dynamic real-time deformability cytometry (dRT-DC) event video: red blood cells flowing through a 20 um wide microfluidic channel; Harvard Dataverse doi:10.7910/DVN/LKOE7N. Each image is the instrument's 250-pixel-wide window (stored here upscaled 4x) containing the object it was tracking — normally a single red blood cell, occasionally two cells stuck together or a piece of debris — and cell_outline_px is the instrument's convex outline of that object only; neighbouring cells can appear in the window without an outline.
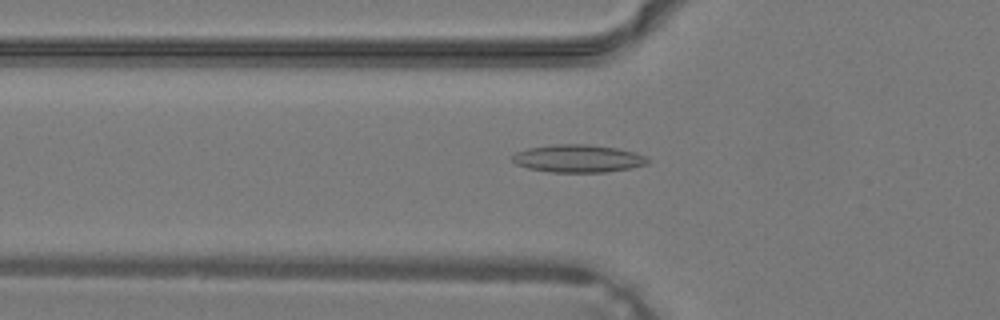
{"species": "common noctule bat (a hibernating species)", "species_latin": "Nyctalus noctula", "temperature_condition": "warm", "stored_images_in_passage": 36, "camera_frame_rate_fps": 3000, "um_per_image_px": 0.085, "animal": {"sex": "male", "body_mass_g": 19.2, "forearm_length_mm": 51.8}, "frame": {"image": 1, "passage_image": 11, "time_ms": 3.333, "image_size_px": [1000, 320], "cell_outline_px": [[652, 160], [648, 164], [628, 168], [604, 172], [552, 172], [528, 168], [516, 164], [512, 160], [512, 156], [516, 152], [528, 148], [552, 144], [588, 144], [616, 148], [636, 152]], "centroid_in_image_um": [49.14, 13.46], "position_along_channel_um": 76.7, "area_um2": 21.85}}
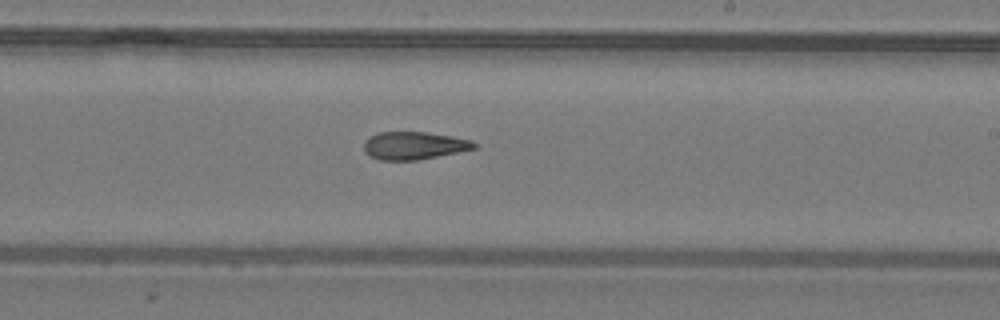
{"frame": {"image": 2, "passage_image": 21, "time_ms": 6.667, "image_size_px": [1000, 320], "cell_outline_px": [[476, 148], [416, 160], [380, 160], [368, 156], [364, 152], [364, 140], [368, 136], [376, 132], [428, 132], [452, 136], [472, 140], [476, 144]], "centroid_in_image_um": [35.12, 12.36], "position_along_channel_um": 253.9, "area_um2": 17.92}}
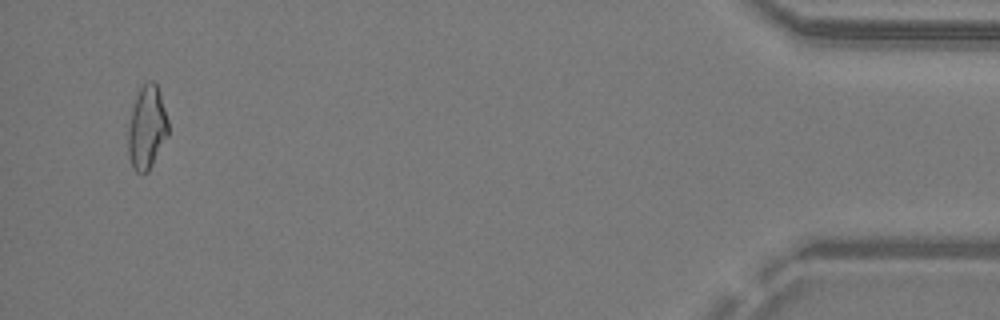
{"frame": {"image": 3, "passage_image": 35, "time_ms": 11.333, "image_size_px": [1000, 320], "cell_outline_px": [[168, 136], [148, 172], [136, 172], [132, 168], [128, 156], [128, 124], [132, 108], [136, 96], [140, 88], [144, 84], [152, 80], [156, 84], [160, 92], [168, 120]], "centroid_in_image_um": [12.48, 10.86], "position_along_channel_um": 422.7, "area_um2": 19.54}}